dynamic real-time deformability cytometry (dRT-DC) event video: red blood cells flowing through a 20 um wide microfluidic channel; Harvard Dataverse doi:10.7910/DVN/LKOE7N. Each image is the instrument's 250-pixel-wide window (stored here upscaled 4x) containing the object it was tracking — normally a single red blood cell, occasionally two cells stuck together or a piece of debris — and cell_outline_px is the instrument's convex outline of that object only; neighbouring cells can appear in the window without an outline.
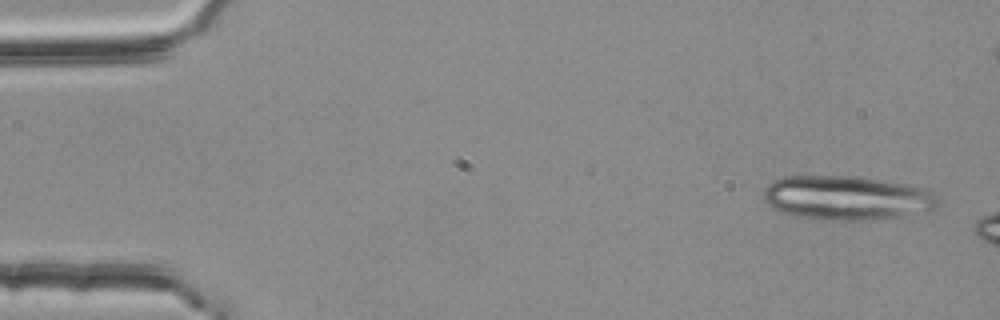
{"species": "common noctule bat (a hibernating species)", "species_latin": "Nyctalus noctula", "temperature_condition": "room temperature", "stored_images_in_passage": 3, "camera_frame_rate_fps": 3000, "um_per_image_px": 0.085, "animal": {"sex": "female", "body_mass_g": 25.1}, "frame": {"image": 1, "passage_image": 1, "time_ms": 0.0, "image_size_px": [1000, 320], "cell_outline_px": [[940, 204], [936, 208], [928, 212], [904, 220], [816, 220], [780, 212], [772, 208], [764, 200], [764, 188], [772, 180], [784, 176], [852, 176], [908, 184], [924, 188], [932, 192], [936, 196]], "centroid_in_image_um": [72.07, 16.86], "position_along_channel_um": 12.9, "area_um2": 46.3}}